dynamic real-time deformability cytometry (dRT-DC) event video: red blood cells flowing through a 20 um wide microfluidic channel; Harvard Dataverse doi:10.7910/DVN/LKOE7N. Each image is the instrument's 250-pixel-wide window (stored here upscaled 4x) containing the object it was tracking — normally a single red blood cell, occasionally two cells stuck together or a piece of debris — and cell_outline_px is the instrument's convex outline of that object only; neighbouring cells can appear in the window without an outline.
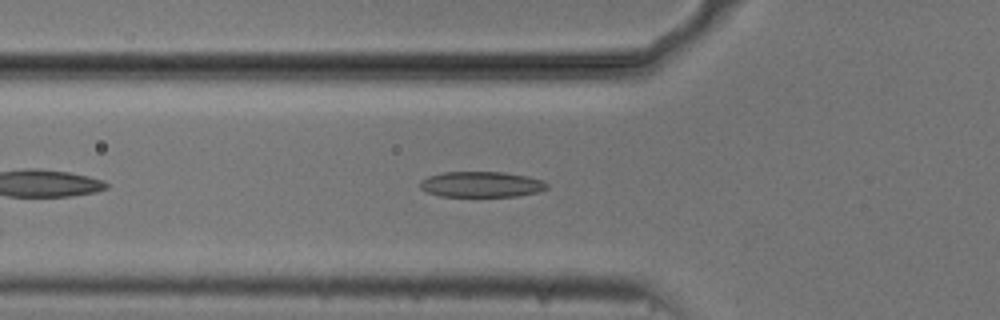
{"species": "common noctule bat (a hibernating species)", "species_latin": "Nyctalus noctula", "temperature_condition": "cold", "stored_images_in_passage": 39, "camera_frame_rate_fps": 3000, "um_per_image_px": 0.085, "animal": {"sex": "male", "body_mass_g": 20.5, "forearm_length_mm": 52.5}, "frame": {"image": 1, "passage_image": 7, "time_ms": 2.0, "image_size_px": [1000, 320], "cell_outline_px": [[548, 188], [540, 192], [516, 196], [440, 196], [428, 192], [420, 188], [420, 180], [428, 176], [444, 172], [504, 172], [528, 176], [544, 180], [548, 184]], "centroid_in_image_um": [40.95, 15.67], "position_along_channel_um": 84.8, "area_um2": 19.07}}
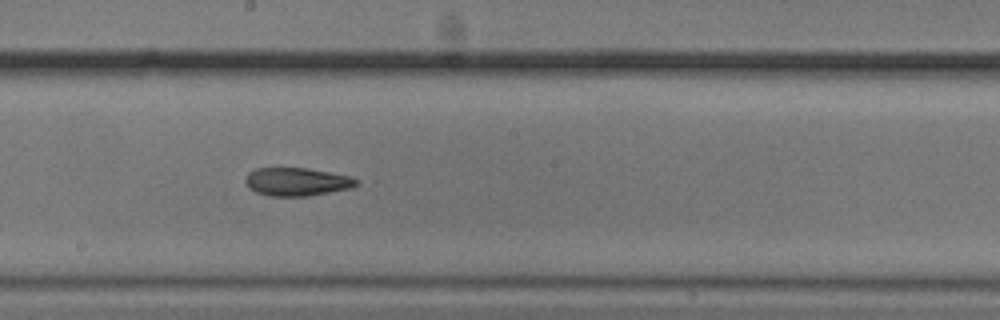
{"frame": {"image": 2, "passage_image": 18, "time_ms": 5.667, "image_size_px": [1000, 320], "cell_outline_px": [[360, 184], [352, 188], [308, 196], [268, 196], [256, 192], [248, 188], [244, 180], [248, 172], [256, 168], [308, 168], [348, 176], [356, 180]], "centroid_in_image_um": [25.19, 15.45], "position_along_channel_um": 223.0, "area_um2": 18.26}}
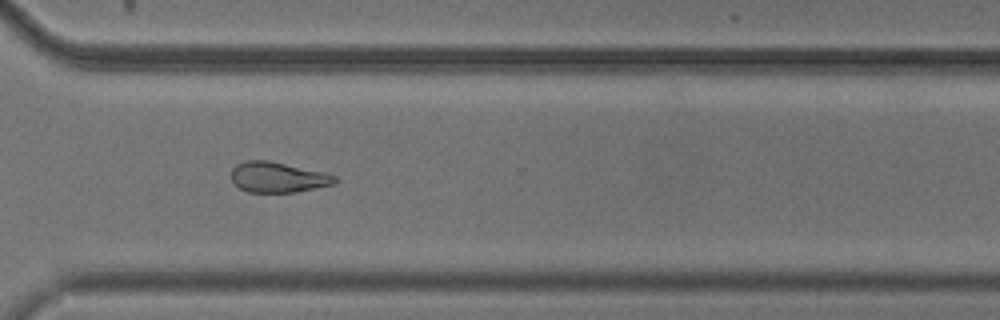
{"frame": {"image": 3, "passage_image": 28, "time_ms": 9.0, "image_size_px": [1000, 320], "cell_outline_px": [[336, 184], [296, 192], [248, 192], [240, 188], [232, 180], [232, 168], [236, 164], [248, 160], [268, 160], [320, 172], [336, 176]], "centroid_in_image_um": [23.6, 15.07], "position_along_channel_um": 347.0, "area_um2": 18.09}}